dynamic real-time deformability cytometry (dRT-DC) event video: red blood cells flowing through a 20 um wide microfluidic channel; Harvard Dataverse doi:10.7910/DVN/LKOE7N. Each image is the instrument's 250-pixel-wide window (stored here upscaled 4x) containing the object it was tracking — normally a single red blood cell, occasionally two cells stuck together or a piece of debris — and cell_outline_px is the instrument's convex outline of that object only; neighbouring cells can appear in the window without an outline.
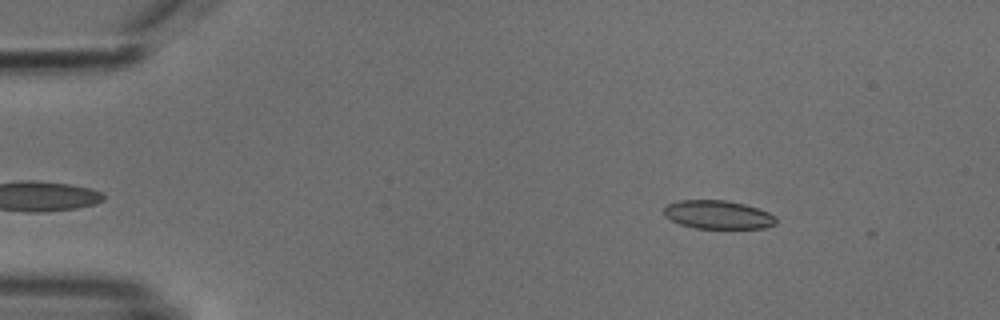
{"species": "common noctule bat (a hibernating species)", "species_latin": "Nyctalus noctula", "temperature_condition": "cold", "stored_images_in_passage": 15, "camera_frame_rate_fps": 3000, "um_per_image_px": 0.085, "animal": {"sex": "male", "body_mass_g": 18.8}, "frame": {"image": 1, "passage_image": 3, "time_ms": 0.667, "image_size_px": [1000, 320], "cell_outline_px": [[776, 224], [764, 228], [696, 228], [680, 224], [664, 216], [664, 208], [668, 204], [680, 200], [728, 200], [744, 204], [768, 212], [776, 216]], "centroid_in_image_um": [61.03, 18.24], "position_along_channel_um": 24.0, "area_um2": 18.55}}
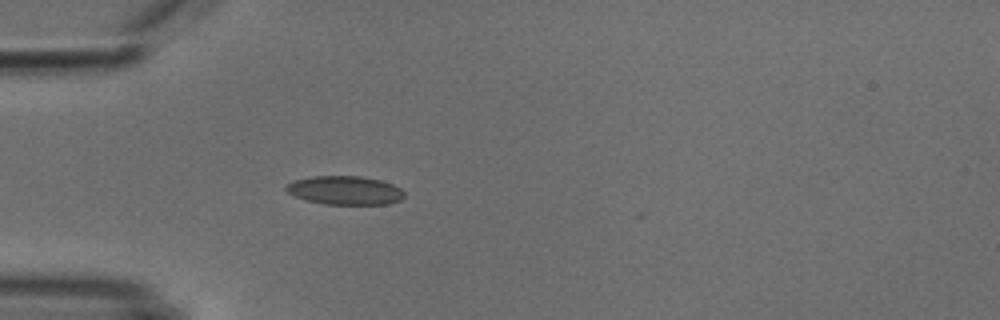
{"frame": {"image": 2, "passage_image": 11, "time_ms": 3.333, "image_size_px": [1000, 320], "cell_outline_px": [[404, 196], [400, 200], [388, 204], [324, 204], [308, 200], [296, 196], [288, 192], [284, 188], [292, 180], [312, 176], [360, 176], [380, 180], [392, 184], [400, 188], [404, 192]], "centroid_in_image_um": [29.32, 16.17], "position_along_channel_um": 55.7, "area_um2": 19.65}}
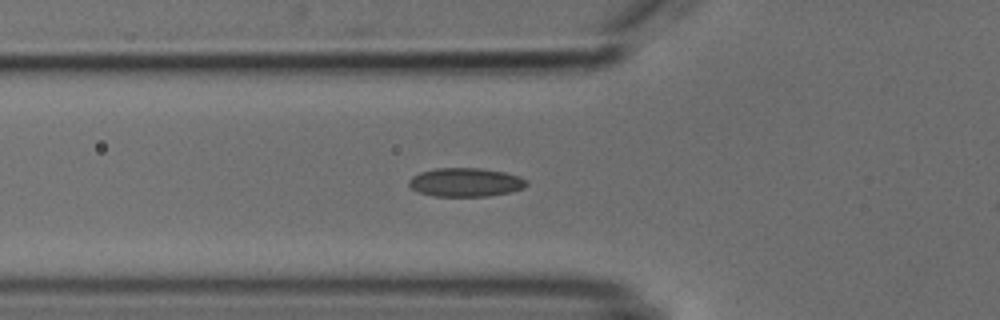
{"frame": {"image": 3, "passage_image": 14, "time_ms": 4.333, "image_size_px": [1000, 320], "cell_outline_px": [[528, 184], [524, 188], [512, 192], [488, 196], [436, 196], [420, 192], [412, 188], [408, 184], [408, 180], [412, 176], [420, 172], [436, 168], [480, 168], [504, 172], [520, 176], [528, 180]], "centroid_in_image_um": [39.61, 15.49], "position_along_channel_um": 86.2, "area_um2": 19.77}}